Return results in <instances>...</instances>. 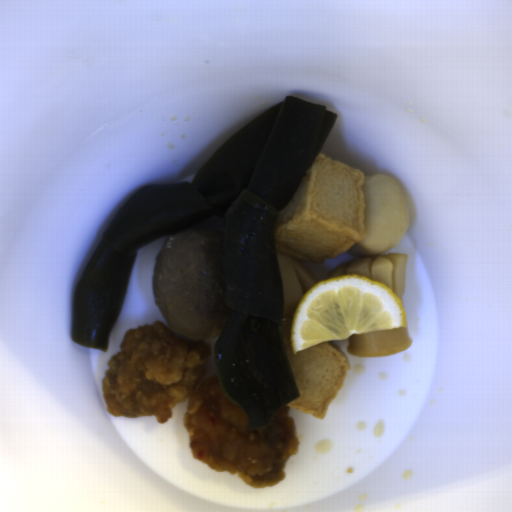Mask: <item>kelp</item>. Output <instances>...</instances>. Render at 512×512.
<instances>
[{"mask_svg":"<svg viewBox=\"0 0 512 512\" xmlns=\"http://www.w3.org/2000/svg\"><path fill=\"white\" fill-rule=\"evenodd\" d=\"M288 96L221 145L191 182L144 185L106 227L74 291L71 339L107 350L138 250L159 237L222 217L221 267L229 317L214 370L248 428L271 422L300 397L280 333L285 298L275 217L314 164L337 118Z\"/></svg>","mask_w":512,"mask_h":512,"instance_id":"99668d17","label":"kelp"}]
</instances>
